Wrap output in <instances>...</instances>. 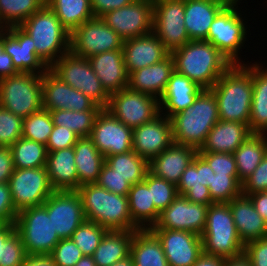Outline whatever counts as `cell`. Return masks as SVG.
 <instances>
[{"label": "cell", "mask_w": 267, "mask_h": 266, "mask_svg": "<svg viewBox=\"0 0 267 266\" xmlns=\"http://www.w3.org/2000/svg\"><path fill=\"white\" fill-rule=\"evenodd\" d=\"M251 63L232 64L210 89L217 100L220 120L249 126L253 95Z\"/></svg>", "instance_id": "6da1fadb"}, {"label": "cell", "mask_w": 267, "mask_h": 266, "mask_svg": "<svg viewBox=\"0 0 267 266\" xmlns=\"http://www.w3.org/2000/svg\"><path fill=\"white\" fill-rule=\"evenodd\" d=\"M170 55L174 61V70L203 89H211L232 65L217 48L205 40H190Z\"/></svg>", "instance_id": "7a4b0ae2"}, {"label": "cell", "mask_w": 267, "mask_h": 266, "mask_svg": "<svg viewBox=\"0 0 267 266\" xmlns=\"http://www.w3.org/2000/svg\"><path fill=\"white\" fill-rule=\"evenodd\" d=\"M219 120L216 97L204 89L191 106L170 118L173 142L199 150Z\"/></svg>", "instance_id": "3957f363"}, {"label": "cell", "mask_w": 267, "mask_h": 266, "mask_svg": "<svg viewBox=\"0 0 267 266\" xmlns=\"http://www.w3.org/2000/svg\"><path fill=\"white\" fill-rule=\"evenodd\" d=\"M76 191L81 197L87 221L107 230H140L132 222L127 196L112 193L96 183L81 185Z\"/></svg>", "instance_id": "277c9868"}, {"label": "cell", "mask_w": 267, "mask_h": 266, "mask_svg": "<svg viewBox=\"0 0 267 266\" xmlns=\"http://www.w3.org/2000/svg\"><path fill=\"white\" fill-rule=\"evenodd\" d=\"M20 27L33 39L37 56L48 68L70 52V33L46 4Z\"/></svg>", "instance_id": "5b68a950"}, {"label": "cell", "mask_w": 267, "mask_h": 266, "mask_svg": "<svg viewBox=\"0 0 267 266\" xmlns=\"http://www.w3.org/2000/svg\"><path fill=\"white\" fill-rule=\"evenodd\" d=\"M240 1L242 0H231L217 14L205 40L217 48L232 64L245 63L240 50L242 47L245 49V41L248 40L249 25H246L248 20L242 16L245 12L238 6Z\"/></svg>", "instance_id": "8992f818"}, {"label": "cell", "mask_w": 267, "mask_h": 266, "mask_svg": "<svg viewBox=\"0 0 267 266\" xmlns=\"http://www.w3.org/2000/svg\"><path fill=\"white\" fill-rule=\"evenodd\" d=\"M203 252L223 258L237 257L244 253L228 203L209 205L206 226L201 235Z\"/></svg>", "instance_id": "52a82bcc"}, {"label": "cell", "mask_w": 267, "mask_h": 266, "mask_svg": "<svg viewBox=\"0 0 267 266\" xmlns=\"http://www.w3.org/2000/svg\"><path fill=\"white\" fill-rule=\"evenodd\" d=\"M0 106L21 118L41 110L42 74L19 72L0 79Z\"/></svg>", "instance_id": "ba28073f"}, {"label": "cell", "mask_w": 267, "mask_h": 266, "mask_svg": "<svg viewBox=\"0 0 267 266\" xmlns=\"http://www.w3.org/2000/svg\"><path fill=\"white\" fill-rule=\"evenodd\" d=\"M49 70L64 83L81 91L101 108L105 109L108 105L110 95L103 88L87 58L78 57L69 52L55 61Z\"/></svg>", "instance_id": "9c48e42d"}, {"label": "cell", "mask_w": 267, "mask_h": 266, "mask_svg": "<svg viewBox=\"0 0 267 266\" xmlns=\"http://www.w3.org/2000/svg\"><path fill=\"white\" fill-rule=\"evenodd\" d=\"M15 226L27 254H50L61 240L43 205L20 210Z\"/></svg>", "instance_id": "30bf717a"}, {"label": "cell", "mask_w": 267, "mask_h": 266, "mask_svg": "<svg viewBox=\"0 0 267 266\" xmlns=\"http://www.w3.org/2000/svg\"><path fill=\"white\" fill-rule=\"evenodd\" d=\"M105 110L133 129L159 116L160 104L158 98L126 87L110 95Z\"/></svg>", "instance_id": "8fae6325"}, {"label": "cell", "mask_w": 267, "mask_h": 266, "mask_svg": "<svg viewBox=\"0 0 267 266\" xmlns=\"http://www.w3.org/2000/svg\"><path fill=\"white\" fill-rule=\"evenodd\" d=\"M123 42L101 17H93L70 34V52L88 59L96 54L122 49Z\"/></svg>", "instance_id": "7c38bea8"}, {"label": "cell", "mask_w": 267, "mask_h": 266, "mask_svg": "<svg viewBox=\"0 0 267 266\" xmlns=\"http://www.w3.org/2000/svg\"><path fill=\"white\" fill-rule=\"evenodd\" d=\"M8 184L14 208L17 212L42 205L55 191L49 182L46 167L15 168Z\"/></svg>", "instance_id": "4fadbf2b"}, {"label": "cell", "mask_w": 267, "mask_h": 266, "mask_svg": "<svg viewBox=\"0 0 267 266\" xmlns=\"http://www.w3.org/2000/svg\"><path fill=\"white\" fill-rule=\"evenodd\" d=\"M153 33L171 53L189 40L184 23L185 0H153Z\"/></svg>", "instance_id": "5bb4252c"}, {"label": "cell", "mask_w": 267, "mask_h": 266, "mask_svg": "<svg viewBox=\"0 0 267 266\" xmlns=\"http://www.w3.org/2000/svg\"><path fill=\"white\" fill-rule=\"evenodd\" d=\"M153 0H135L131 4L107 12L101 18L123 40L153 32Z\"/></svg>", "instance_id": "9a60e30c"}, {"label": "cell", "mask_w": 267, "mask_h": 266, "mask_svg": "<svg viewBox=\"0 0 267 266\" xmlns=\"http://www.w3.org/2000/svg\"><path fill=\"white\" fill-rule=\"evenodd\" d=\"M42 205L60 239H70L86 221L82 200L76 190L54 191Z\"/></svg>", "instance_id": "2e32d148"}, {"label": "cell", "mask_w": 267, "mask_h": 266, "mask_svg": "<svg viewBox=\"0 0 267 266\" xmlns=\"http://www.w3.org/2000/svg\"><path fill=\"white\" fill-rule=\"evenodd\" d=\"M133 129L102 109L97 115L89 138L104 157L133 150Z\"/></svg>", "instance_id": "e0dca14e"}, {"label": "cell", "mask_w": 267, "mask_h": 266, "mask_svg": "<svg viewBox=\"0 0 267 266\" xmlns=\"http://www.w3.org/2000/svg\"><path fill=\"white\" fill-rule=\"evenodd\" d=\"M208 205L192 203L184 196L178 197L159 216L150 229L185 230L202 235L206 226Z\"/></svg>", "instance_id": "ac0fdd59"}, {"label": "cell", "mask_w": 267, "mask_h": 266, "mask_svg": "<svg viewBox=\"0 0 267 266\" xmlns=\"http://www.w3.org/2000/svg\"><path fill=\"white\" fill-rule=\"evenodd\" d=\"M43 108L53 110H102L81 91L72 88L55 76L49 69L42 74Z\"/></svg>", "instance_id": "d6986e66"}, {"label": "cell", "mask_w": 267, "mask_h": 266, "mask_svg": "<svg viewBox=\"0 0 267 266\" xmlns=\"http://www.w3.org/2000/svg\"><path fill=\"white\" fill-rule=\"evenodd\" d=\"M149 230L160 241L169 266H192L203 253L198 234L185 230Z\"/></svg>", "instance_id": "ffe728a7"}, {"label": "cell", "mask_w": 267, "mask_h": 266, "mask_svg": "<svg viewBox=\"0 0 267 266\" xmlns=\"http://www.w3.org/2000/svg\"><path fill=\"white\" fill-rule=\"evenodd\" d=\"M173 143L172 126L168 117L160 114L154 120L133 128V151L150 162Z\"/></svg>", "instance_id": "44dd1931"}, {"label": "cell", "mask_w": 267, "mask_h": 266, "mask_svg": "<svg viewBox=\"0 0 267 266\" xmlns=\"http://www.w3.org/2000/svg\"><path fill=\"white\" fill-rule=\"evenodd\" d=\"M33 39L20 26L2 31L3 51L12 58L18 72L44 74L49 68L41 61L33 46Z\"/></svg>", "instance_id": "7402d4cb"}, {"label": "cell", "mask_w": 267, "mask_h": 266, "mask_svg": "<svg viewBox=\"0 0 267 266\" xmlns=\"http://www.w3.org/2000/svg\"><path fill=\"white\" fill-rule=\"evenodd\" d=\"M122 50L128 73L159 63L170 55L153 32L124 40Z\"/></svg>", "instance_id": "603a6c76"}, {"label": "cell", "mask_w": 267, "mask_h": 266, "mask_svg": "<svg viewBox=\"0 0 267 266\" xmlns=\"http://www.w3.org/2000/svg\"><path fill=\"white\" fill-rule=\"evenodd\" d=\"M88 61L109 95L128 86L129 73L122 49L93 55Z\"/></svg>", "instance_id": "cb8c5ba5"}, {"label": "cell", "mask_w": 267, "mask_h": 266, "mask_svg": "<svg viewBox=\"0 0 267 266\" xmlns=\"http://www.w3.org/2000/svg\"><path fill=\"white\" fill-rule=\"evenodd\" d=\"M203 90L197 83L174 70L159 99L160 114L170 119L191 106Z\"/></svg>", "instance_id": "d4e9b609"}, {"label": "cell", "mask_w": 267, "mask_h": 266, "mask_svg": "<svg viewBox=\"0 0 267 266\" xmlns=\"http://www.w3.org/2000/svg\"><path fill=\"white\" fill-rule=\"evenodd\" d=\"M198 150L191 146L172 143L157 157H154L149 165V172L156 177L178 184L183 172L193 161Z\"/></svg>", "instance_id": "484cf974"}, {"label": "cell", "mask_w": 267, "mask_h": 266, "mask_svg": "<svg viewBox=\"0 0 267 266\" xmlns=\"http://www.w3.org/2000/svg\"><path fill=\"white\" fill-rule=\"evenodd\" d=\"M231 0H185L184 23L189 40H206L217 14Z\"/></svg>", "instance_id": "4316f807"}, {"label": "cell", "mask_w": 267, "mask_h": 266, "mask_svg": "<svg viewBox=\"0 0 267 266\" xmlns=\"http://www.w3.org/2000/svg\"><path fill=\"white\" fill-rule=\"evenodd\" d=\"M228 204L238 235L244 244L267 237V223L255 210L248 196L241 194Z\"/></svg>", "instance_id": "83f0119b"}, {"label": "cell", "mask_w": 267, "mask_h": 266, "mask_svg": "<svg viewBox=\"0 0 267 266\" xmlns=\"http://www.w3.org/2000/svg\"><path fill=\"white\" fill-rule=\"evenodd\" d=\"M173 71L174 61L169 55L159 63L130 72L127 87L160 99Z\"/></svg>", "instance_id": "f1b7e54d"}, {"label": "cell", "mask_w": 267, "mask_h": 266, "mask_svg": "<svg viewBox=\"0 0 267 266\" xmlns=\"http://www.w3.org/2000/svg\"><path fill=\"white\" fill-rule=\"evenodd\" d=\"M252 134L244 123L219 120L207 134L198 152L231 153Z\"/></svg>", "instance_id": "f546056e"}, {"label": "cell", "mask_w": 267, "mask_h": 266, "mask_svg": "<svg viewBox=\"0 0 267 266\" xmlns=\"http://www.w3.org/2000/svg\"><path fill=\"white\" fill-rule=\"evenodd\" d=\"M74 159V147L48 152L46 169L55 191L78 189V172Z\"/></svg>", "instance_id": "4dcf8cb0"}, {"label": "cell", "mask_w": 267, "mask_h": 266, "mask_svg": "<svg viewBox=\"0 0 267 266\" xmlns=\"http://www.w3.org/2000/svg\"><path fill=\"white\" fill-rule=\"evenodd\" d=\"M263 64L260 61L252 63L253 95L249 129L258 134H267V66Z\"/></svg>", "instance_id": "1f68e13d"}, {"label": "cell", "mask_w": 267, "mask_h": 266, "mask_svg": "<svg viewBox=\"0 0 267 266\" xmlns=\"http://www.w3.org/2000/svg\"><path fill=\"white\" fill-rule=\"evenodd\" d=\"M74 162L78 172V188L81 185L96 183L105 163L104 155L89 137H81L73 146Z\"/></svg>", "instance_id": "d6a6232c"}, {"label": "cell", "mask_w": 267, "mask_h": 266, "mask_svg": "<svg viewBox=\"0 0 267 266\" xmlns=\"http://www.w3.org/2000/svg\"><path fill=\"white\" fill-rule=\"evenodd\" d=\"M136 231L107 230L92 257L97 266H111L130 255V245Z\"/></svg>", "instance_id": "836d02e7"}, {"label": "cell", "mask_w": 267, "mask_h": 266, "mask_svg": "<svg viewBox=\"0 0 267 266\" xmlns=\"http://www.w3.org/2000/svg\"><path fill=\"white\" fill-rule=\"evenodd\" d=\"M130 256L135 266H169L160 241L149 229L134 233Z\"/></svg>", "instance_id": "e575fe53"}, {"label": "cell", "mask_w": 267, "mask_h": 266, "mask_svg": "<svg viewBox=\"0 0 267 266\" xmlns=\"http://www.w3.org/2000/svg\"><path fill=\"white\" fill-rule=\"evenodd\" d=\"M127 197L132 222L140 230L153 227L159 219L160 212L154 203H151V189L142 181L131 186Z\"/></svg>", "instance_id": "d590c367"}, {"label": "cell", "mask_w": 267, "mask_h": 266, "mask_svg": "<svg viewBox=\"0 0 267 266\" xmlns=\"http://www.w3.org/2000/svg\"><path fill=\"white\" fill-rule=\"evenodd\" d=\"M267 153V134L252 133L233 153L238 179L242 183Z\"/></svg>", "instance_id": "8d00e7d4"}, {"label": "cell", "mask_w": 267, "mask_h": 266, "mask_svg": "<svg viewBox=\"0 0 267 266\" xmlns=\"http://www.w3.org/2000/svg\"><path fill=\"white\" fill-rule=\"evenodd\" d=\"M45 2L70 34L78 26L94 17L91 0H46Z\"/></svg>", "instance_id": "74e56055"}, {"label": "cell", "mask_w": 267, "mask_h": 266, "mask_svg": "<svg viewBox=\"0 0 267 266\" xmlns=\"http://www.w3.org/2000/svg\"><path fill=\"white\" fill-rule=\"evenodd\" d=\"M105 163L115 170V173L134 185L144 180L149 171L148 162L133 150L126 153L105 157Z\"/></svg>", "instance_id": "f35d334b"}, {"label": "cell", "mask_w": 267, "mask_h": 266, "mask_svg": "<svg viewBox=\"0 0 267 266\" xmlns=\"http://www.w3.org/2000/svg\"><path fill=\"white\" fill-rule=\"evenodd\" d=\"M10 149L15 168L46 167L48 151L44 144L21 137Z\"/></svg>", "instance_id": "ab89813d"}, {"label": "cell", "mask_w": 267, "mask_h": 266, "mask_svg": "<svg viewBox=\"0 0 267 266\" xmlns=\"http://www.w3.org/2000/svg\"><path fill=\"white\" fill-rule=\"evenodd\" d=\"M101 110H53L49 111L53 124L71 129L81 137H89L94 126L95 119Z\"/></svg>", "instance_id": "60d3db41"}, {"label": "cell", "mask_w": 267, "mask_h": 266, "mask_svg": "<svg viewBox=\"0 0 267 266\" xmlns=\"http://www.w3.org/2000/svg\"><path fill=\"white\" fill-rule=\"evenodd\" d=\"M176 186L178 195L184 196L192 203L208 206L214 204L209 188L200 184L199 172L197 171V155L183 172Z\"/></svg>", "instance_id": "b9f144b4"}, {"label": "cell", "mask_w": 267, "mask_h": 266, "mask_svg": "<svg viewBox=\"0 0 267 266\" xmlns=\"http://www.w3.org/2000/svg\"><path fill=\"white\" fill-rule=\"evenodd\" d=\"M46 0H0V18L7 27L20 26L33 13L39 11Z\"/></svg>", "instance_id": "7bdbcfd3"}, {"label": "cell", "mask_w": 267, "mask_h": 266, "mask_svg": "<svg viewBox=\"0 0 267 266\" xmlns=\"http://www.w3.org/2000/svg\"><path fill=\"white\" fill-rule=\"evenodd\" d=\"M53 127L50 112L42 108L23 118L22 137L46 146Z\"/></svg>", "instance_id": "ee69618b"}, {"label": "cell", "mask_w": 267, "mask_h": 266, "mask_svg": "<svg viewBox=\"0 0 267 266\" xmlns=\"http://www.w3.org/2000/svg\"><path fill=\"white\" fill-rule=\"evenodd\" d=\"M143 182L151 189V203L160 213L178 197L176 184L156 177L149 171Z\"/></svg>", "instance_id": "f6af8a7d"}, {"label": "cell", "mask_w": 267, "mask_h": 266, "mask_svg": "<svg viewBox=\"0 0 267 266\" xmlns=\"http://www.w3.org/2000/svg\"><path fill=\"white\" fill-rule=\"evenodd\" d=\"M106 232L105 227L86 220L73 232L70 239L83 255L92 256Z\"/></svg>", "instance_id": "bcb514c9"}, {"label": "cell", "mask_w": 267, "mask_h": 266, "mask_svg": "<svg viewBox=\"0 0 267 266\" xmlns=\"http://www.w3.org/2000/svg\"><path fill=\"white\" fill-rule=\"evenodd\" d=\"M208 188L214 203H228L242 194V183L238 175L212 174Z\"/></svg>", "instance_id": "7dc6e473"}, {"label": "cell", "mask_w": 267, "mask_h": 266, "mask_svg": "<svg viewBox=\"0 0 267 266\" xmlns=\"http://www.w3.org/2000/svg\"><path fill=\"white\" fill-rule=\"evenodd\" d=\"M23 118L0 106V146L10 147L22 137Z\"/></svg>", "instance_id": "c3c4849f"}, {"label": "cell", "mask_w": 267, "mask_h": 266, "mask_svg": "<svg viewBox=\"0 0 267 266\" xmlns=\"http://www.w3.org/2000/svg\"><path fill=\"white\" fill-rule=\"evenodd\" d=\"M26 256L25 247L17 231L5 242H1L0 266H21Z\"/></svg>", "instance_id": "681fc988"}, {"label": "cell", "mask_w": 267, "mask_h": 266, "mask_svg": "<svg viewBox=\"0 0 267 266\" xmlns=\"http://www.w3.org/2000/svg\"><path fill=\"white\" fill-rule=\"evenodd\" d=\"M50 255L56 266H75L84 256L71 239H61Z\"/></svg>", "instance_id": "f907efd6"}, {"label": "cell", "mask_w": 267, "mask_h": 266, "mask_svg": "<svg viewBox=\"0 0 267 266\" xmlns=\"http://www.w3.org/2000/svg\"><path fill=\"white\" fill-rule=\"evenodd\" d=\"M215 175H238L234 155L220 152H198Z\"/></svg>", "instance_id": "816d5d0a"}, {"label": "cell", "mask_w": 267, "mask_h": 266, "mask_svg": "<svg viewBox=\"0 0 267 266\" xmlns=\"http://www.w3.org/2000/svg\"><path fill=\"white\" fill-rule=\"evenodd\" d=\"M96 184L112 193L123 196H128V192L132 186L127 179L117 175L115 170H112L106 163L102 166Z\"/></svg>", "instance_id": "f5cc1de1"}, {"label": "cell", "mask_w": 267, "mask_h": 266, "mask_svg": "<svg viewBox=\"0 0 267 266\" xmlns=\"http://www.w3.org/2000/svg\"><path fill=\"white\" fill-rule=\"evenodd\" d=\"M267 191V153L254 172L242 182V194Z\"/></svg>", "instance_id": "db71d44e"}, {"label": "cell", "mask_w": 267, "mask_h": 266, "mask_svg": "<svg viewBox=\"0 0 267 266\" xmlns=\"http://www.w3.org/2000/svg\"><path fill=\"white\" fill-rule=\"evenodd\" d=\"M80 137L71 129L63 126L54 125L53 130L49 136L46 144L47 151H57L64 148L73 147Z\"/></svg>", "instance_id": "11a10c76"}, {"label": "cell", "mask_w": 267, "mask_h": 266, "mask_svg": "<svg viewBox=\"0 0 267 266\" xmlns=\"http://www.w3.org/2000/svg\"><path fill=\"white\" fill-rule=\"evenodd\" d=\"M18 212L14 208L8 183H0V224L15 223Z\"/></svg>", "instance_id": "9f6ffc18"}, {"label": "cell", "mask_w": 267, "mask_h": 266, "mask_svg": "<svg viewBox=\"0 0 267 266\" xmlns=\"http://www.w3.org/2000/svg\"><path fill=\"white\" fill-rule=\"evenodd\" d=\"M244 254L250 259L252 266H267V237L247 242Z\"/></svg>", "instance_id": "6f0895ef"}, {"label": "cell", "mask_w": 267, "mask_h": 266, "mask_svg": "<svg viewBox=\"0 0 267 266\" xmlns=\"http://www.w3.org/2000/svg\"><path fill=\"white\" fill-rule=\"evenodd\" d=\"M135 0H91L94 17H102L107 12L131 4Z\"/></svg>", "instance_id": "680465c9"}, {"label": "cell", "mask_w": 267, "mask_h": 266, "mask_svg": "<svg viewBox=\"0 0 267 266\" xmlns=\"http://www.w3.org/2000/svg\"><path fill=\"white\" fill-rule=\"evenodd\" d=\"M14 170L10 147L0 146V183H8Z\"/></svg>", "instance_id": "91938a15"}, {"label": "cell", "mask_w": 267, "mask_h": 266, "mask_svg": "<svg viewBox=\"0 0 267 266\" xmlns=\"http://www.w3.org/2000/svg\"><path fill=\"white\" fill-rule=\"evenodd\" d=\"M19 73L12 62V58L9 54L3 51L2 46V31L0 32V79L13 76Z\"/></svg>", "instance_id": "94428289"}, {"label": "cell", "mask_w": 267, "mask_h": 266, "mask_svg": "<svg viewBox=\"0 0 267 266\" xmlns=\"http://www.w3.org/2000/svg\"><path fill=\"white\" fill-rule=\"evenodd\" d=\"M251 199L255 210L267 223V191L246 195Z\"/></svg>", "instance_id": "6125c7cd"}, {"label": "cell", "mask_w": 267, "mask_h": 266, "mask_svg": "<svg viewBox=\"0 0 267 266\" xmlns=\"http://www.w3.org/2000/svg\"><path fill=\"white\" fill-rule=\"evenodd\" d=\"M21 266H56L50 254H27Z\"/></svg>", "instance_id": "be15d7a7"}, {"label": "cell", "mask_w": 267, "mask_h": 266, "mask_svg": "<svg viewBox=\"0 0 267 266\" xmlns=\"http://www.w3.org/2000/svg\"><path fill=\"white\" fill-rule=\"evenodd\" d=\"M197 171L199 172L200 184L209 187L212 174H215L208 163L197 153Z\"/></svg>", "instance_id": "e7e4bbea"}, {"label": "cell", "mask_w": 267, "mask_h": 266, "mask_svg": "<svg viewBox=\"0 0 267 266\" xmlns=\"http://www.w3.org/2000/svg\"><path fill=\"white\" fill-rule=\"evenodd\" d=\"M225 258L202 253L192 266H224Z\"/></svg>", "instance_id": "03108f58"}, {"label": "cell", "mask_w": 267, "mask_h": 266, "mask_svg": "<svg viewBox=\"0 0 267 266\" xmlns=\"http://www.w3.org/2000/svg\"><path fill=\"white\" fill-rule=\"evenodd\" d=\"M224 266H252L250 259L243 253L237 257L225 258Z\"/></svg>", "instance_id": "003e7915"}, {"label": "cell", "mask_w": 267, "mask_h": 266, "mask_svg": "<svg viewBox=\"0 0 267 266\" xmlns=\"http://www.w3.org/2000/svg\"><path fill=\"white\" fill-rule=\"evenodd\" d=\"M16 231L15 223L0 224V251L1 242H5Z\"/></svg>", "instance_id": "a7ac6f4b"}, {"label": "cell", "mask_w": 267, "mask_h": 266, "mask_svg": "<svg viewBox=\"0 0 267 266\" xmlns=\"http://www.w3.org/2000/svg\"><path fill=\"white\" fill-rule=\"evenodd\" d=\"M75 266H97L92 256L84 255Z\"/></svg>", "instance_id": "89a4df30"}, {"label": "cell", "mask_w": 267, "mask_h": 266, "mask_svg": "<svg viewBox=\"0 0 267 266\" xmlns=\"http://www.w3.org/2000/svg\"><path fill=\"white\" fill-rule=\"evenodd\" d=\"M111 266H135V265L131 256L129 255L125 259L119 260L116 263L112 264Z\"/></svg>", "instance_id": "2644e50d"}, {"label": "cell", "mask_w": 267, "mask_h": 266, "mask_svg": "<svg viewBox=\"0 0 267 266\" xmlns=\"http://www.w3.org/2000/svg\"><path fill=\"white\" fill-rule=\"evenodd\" d=\"M7 27L2 23V20L0 18V32L6 30Z\"/></svg>", "instance_id": "8c879c8a"}]
</instances>
